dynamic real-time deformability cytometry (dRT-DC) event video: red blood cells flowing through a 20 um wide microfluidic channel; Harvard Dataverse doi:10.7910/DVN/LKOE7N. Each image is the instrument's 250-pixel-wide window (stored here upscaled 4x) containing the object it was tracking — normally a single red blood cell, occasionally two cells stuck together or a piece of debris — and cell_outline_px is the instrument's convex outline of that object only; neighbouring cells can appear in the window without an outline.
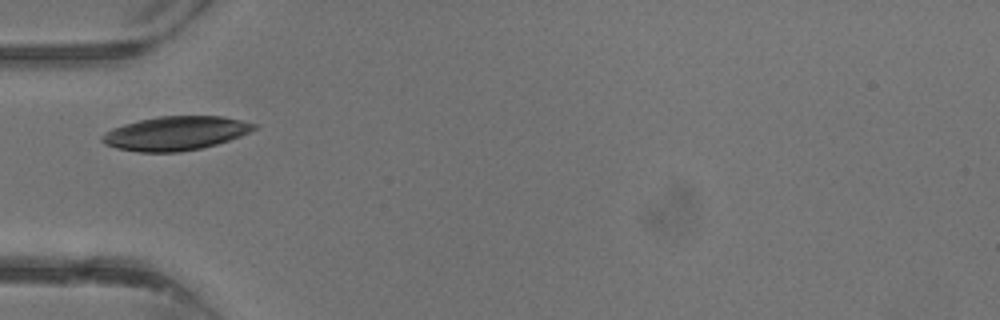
{"species": "common noctule bat (a hibernating species)", "species_latin": "Nyctalus noctula", "temperature_condition": "warm", "stored_images_in_passage": 2, "camera_frame_rate_fps": 3000, "um_per_image_px": 0.085, "animal": {"sex": "male", "body_mass_g": 13.3}, "frame": {"image": 1, "passage_image": 2, "time_ms": 1.0, "image_size_px": [1000, 320], "cell_outline_px": [[256, 128], [240, 136], [216, 144], [200, 148], [180, 152], [140, 152], [116, 148], [104, 144], [100, 140], [100, 136], [104, 132], [112, 128], [124, 124], [140, 120], [160, 116], [220, 116], [240, 120], [256, 124]], "centroid_in_image_um": [14.86, 11.33], "position_along_channel_um": 70.1, "area_um2": 29.88}}